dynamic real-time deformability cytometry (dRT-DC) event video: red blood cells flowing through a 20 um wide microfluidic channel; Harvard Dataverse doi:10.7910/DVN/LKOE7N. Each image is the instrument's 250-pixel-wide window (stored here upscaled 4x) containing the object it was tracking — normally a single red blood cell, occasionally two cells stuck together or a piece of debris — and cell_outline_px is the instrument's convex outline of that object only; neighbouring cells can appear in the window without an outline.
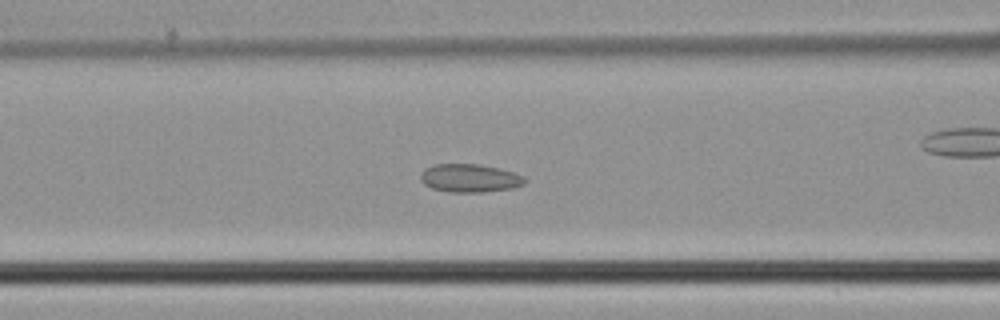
{"species": "common noctule bat (a hibernating species)", "species_latin": "Nyctalus noctula", "temperature_condition": "cold", "stored_images_in_passage": 49, "camera_frame_rate_fps": 3000, "um_per_image_px": 0.085, "animal": {"sex": "male", "body_mass_g": 21.5, "forearm_length_mm": 52.0}, "frame": {"image": 1, "passage_image": 20, "time_ms": 6.333, "image_size_px": [1000, 320], "cell_outline_px": [[524, 184], [512, 188], [484, 192], [448, 192], [432, 188], [424, 184], [420, 180], [420, 172], [424, 168], [432, 164], [480, 164], [500, 168], [524, 176]], "centroid_in_image_um": [39.88, 15.13], "position_along_channel_um": 126.7, "area_um2": 17.28}}
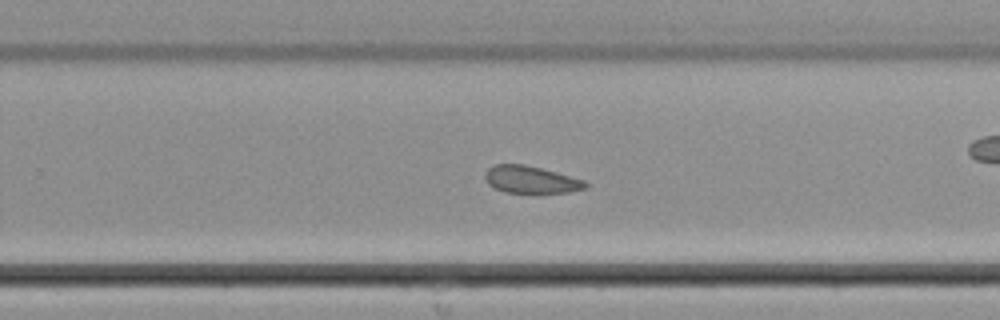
{"frame": {"image": 2, "passage_image": 31, "time_ms": 10.0, "image_size_px": [1000, 320], "cell_outline_px": [[588, 188], [568, 192], [536, 196], [504, 192], [488, 184], [484, 176], [484, 172], [488, 168], [496, 164], [524, 164], [540, 168], [584, 180], [588, 184]], "centroid_in_image_um": [45.13, 15.32], "position_along_channel_um": 284.7, "area_um2": 16.65}}
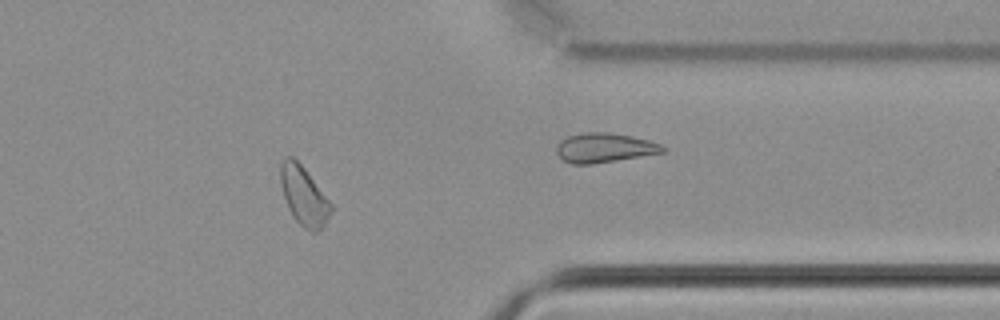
{"frame": {"image": 3, "passage_image": 39, "time_ms": 12.667, "image_size_px": [1000, 320], "cell_outline_px": [[332, 212], [324, 224], [316, 232], [312, 232], [304, 228], [292, 216], [288, 208], [284, 196], [280, 180], [280, 164], [284, 156], [292, 156], [304, 168], [332, 204]], "centroid_in_image_um": [25.81, 16.64], "position_along_channel_um": 385.6, "area_um2": 17.11}}